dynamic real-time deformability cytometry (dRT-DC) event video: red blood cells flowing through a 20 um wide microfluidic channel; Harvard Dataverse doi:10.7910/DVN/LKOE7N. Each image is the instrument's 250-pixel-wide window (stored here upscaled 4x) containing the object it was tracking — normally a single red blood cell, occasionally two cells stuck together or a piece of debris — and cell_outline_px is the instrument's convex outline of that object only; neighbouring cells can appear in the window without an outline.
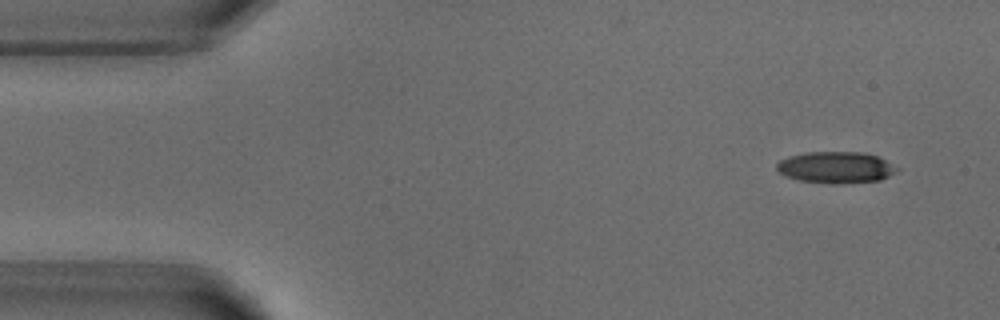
{"species": "common noctule bat (a hibernating species)", "species_latin": "Nyctalus noctula", "temperature_condition": "warm", "stored_images_in_passage": 4, "camera_frame_rate_fps": 3000, "um_per_image_px": 0.085, "animal": {"sex": "male", "body_mass_g": 18.8}, "frame": {"image": 1, "passage_image": 1, "time_ms": 0.0, "image_size_px": [1000, 320], "cell_outline_px": [[900, 168], [896, 172], [880, 180], [836, 184], [832, 184], [800, 180], [784, 176], [776, 168], [776, 164], [780, 160], [788, 156], [804, 152], [860, 152], [876, 156]], "centroid_in_image_um": [71.02, 14.23], "position_along_channel_um": 14.0, "area_um2": 22.02}}
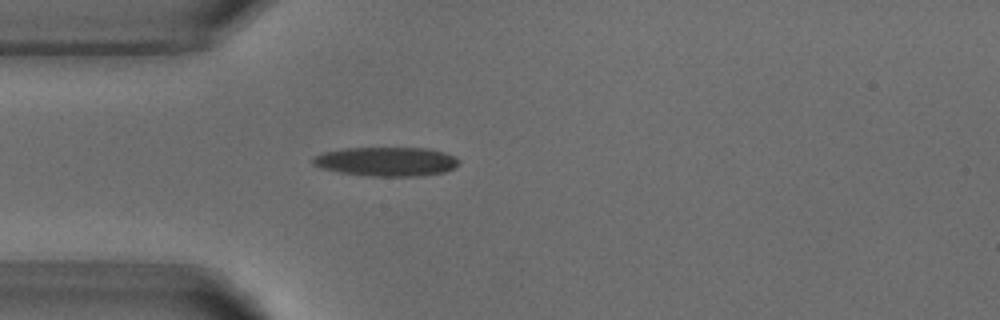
{"frame": {"image": 2, "passage_image": 4, "time_ms": 3.333, "image_size_px": [1000, 320], "cell_outline_px": [[460, 164], [456, 168], [444, 172], [416, 176], [372, 176], [340, 172], [320, 168], [312, 164], [312, 160], [316, 156], [324, 152], [344, 148], [428, 148], [444, 152], [456, 156], [460, 160]], "centroid_in_image_um": [32.9, 13.73], "position_along_channel_um": 52.1, "area_um2": 24.85}}